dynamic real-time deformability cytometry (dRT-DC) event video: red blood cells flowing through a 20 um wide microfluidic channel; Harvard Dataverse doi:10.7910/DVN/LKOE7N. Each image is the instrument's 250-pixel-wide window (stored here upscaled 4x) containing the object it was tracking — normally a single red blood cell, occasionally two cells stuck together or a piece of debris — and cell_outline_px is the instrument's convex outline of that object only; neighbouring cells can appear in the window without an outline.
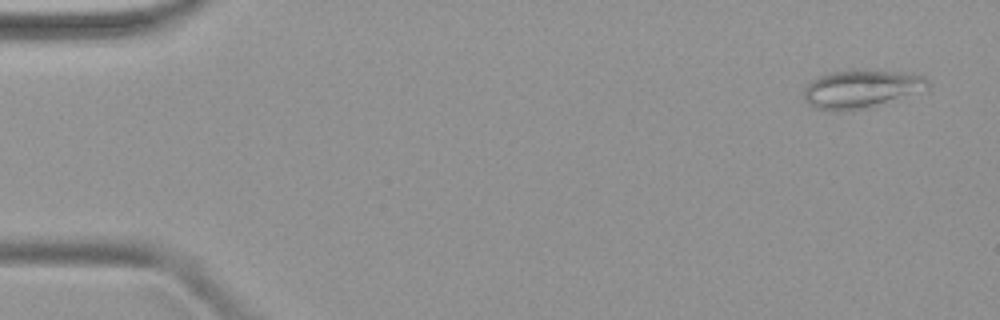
{"species": "common noctule bat (a hibernating species)", "species_latin": "Nyctalus noctula", "temperature_condition": "warm", "stored_images_in_passage": 48, "camera_frame_rate_fps": 3000, "um_per_image_px": 0.085, "animal": {"sex": "female", "body_mass_g": 19.9}, "frame": {"image": 1, "passage_image": 3, "time_ms": 0.667, "image_size_px": [1000, 320], "cell_outline_px": [[932, 84], [928, 92], [860, 108], [836, 112], [816, 108], [808, 104], [804, 100], [804, 88], [812, 80], [820, 76], [832, 72], [852, 68], [860, 68], [900, 72], [924, 76]], "centroid_in_image_um": [73.27, 7.53], "position_along_channel_um": 11.7, "area_um2": 28.21}}
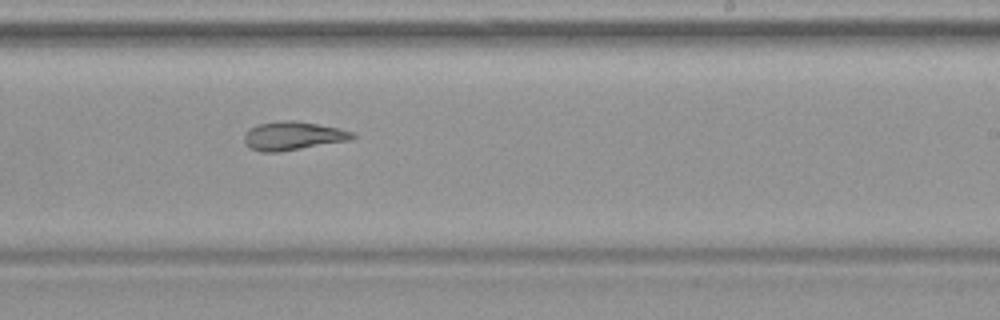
{"frame": {"image": 2, "passage_image": 30, "time_ms": 9.667, "image_size_px": [1000, 320], "cell_outline_px": [[356, 136], [352, 140], [280, 152], [260, 152], [244, 144], [244, 136], [248, 128], [256, 124], [284, 120], [292, 120], [340, 128], [356, 132]], "centroid_in_image_um": [24.92, 11.55], "position_along_channel_um": 264.1, "area_um2": 18.26}}
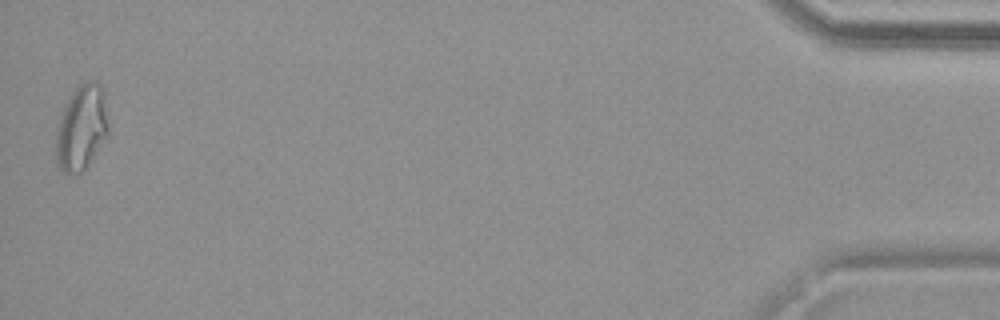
{"frame": {"image": 3, "passage_image": 48, "time_ms": 15.667, "image_size_px": [1000, 320], "cell_outline_px": [[108, 136], [88, 164], [80, 172], [64, 172], [56, 164], [56, 128], [60, 116], [68, 96], [80, 84], [88, 80], [96, 80], [100, 84], [104, 92], [108, 124]], "centroid_in_image_um": [6.93, 10.81], "position_along_channel_um": 428.3, "area_um2": 26.13}}